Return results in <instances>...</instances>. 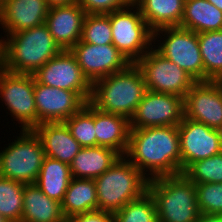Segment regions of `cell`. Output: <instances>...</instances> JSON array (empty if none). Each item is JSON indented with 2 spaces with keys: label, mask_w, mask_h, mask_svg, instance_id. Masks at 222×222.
<instances>
[{
  "label": "cell",
  "mask_w": 222,
  "mask_h": 222,
  "mask_svg": "<svg viewBox=\"0 0 222 222\" xmlns=\"http://www.w3.org/2000/svg\"><path fill=\"white\" fill-rule=\"evenodd\" d=\"M124 156L148 180L181 174L178 126L131 129Z\"/></svg>",
  "instance_id": "1"
},
{
  "label": "cell",
  "mask_w": 222,
  "mask_h": 222,
  "mask_svg": "<svg viewBox=\"0 0 222 222\" xmlns=\"http://www.w3.org/2000/svg\"><path fill=\"white\" fill-rule=\"evenodd\" d=\"M143 74L135 63L92 84L90 103L97 109L130 120L146 92Z\"/></svg>",
  "instance_id": "2"
},
{
  "label": "cell",
  "mask_w": 222,
  "mask_h": 222,
  "mask_svg": "<svg viewBox=\"0 0 222 222\" xmlns=\"http://www.w3.org/2000/svg\"><path fill=\"white\" fill-rule=\"evenodd\" d=\"M6 36L3 56L8 72L33 75L61 51L45 23Z\"/></svg>",
  "instance_id": "3"
},
{
  "label": "cell",
  "mask_w": 222,
  "mask_h": 222,
  "mask_svg": "<svg viewBox=\"0 0 222 222\" xmlns=\"http://www.w3.org/2000/svg\"><path fill=\"white\" fill-rule=\"evenodd\" d=\"M148 191L155 200L158 222H197L196 187L183 173L150 179Z\"/></svg>",
  "instance_id": "4"
},
{
  "label": "cell",
  "mask_w": 222,
  "mask_h": 222,
  "mask_svg": "<svg viewBox=\"0 0 222 222\" xmlns=\"http://www.w3.org/2000/svg\"><path fill=\"white\" fill-rule=\"evenodd\" d=\"M94 181L98 210L115 213L147 192L149 180L125 156H120Z\"/></svg>",
  "instance_id": "5"
},
{
  "label": "cell",
  "mask_w": 222,
  "mask_h": 222,
  "mask_svg": "<svg viewBox=\"0 0 222 222\" xmlns=\"http://www.w3.org/2000/svg\"><path fill=\"white\" fill-rule=\"evenodd\" d=\"M21 135L0 151V177L29 185L35 184L45 152L34 130H21Z\"/></svg>",
  "instance_id": "6"
},
{
  "label": "cell",
  "mask_w": 222,
  "mask_h": 222,
  "mask_svg": "<svg viewBox=\"0 0 222 222\" xmlns=\"http://www.w3.org/2000/svg\"><path fill=\"white\" fill-rule=\"evenodd\" d=\"M108 15L112 29V44L131 63H136L152 48L150 46H153V31L133 2Z\"/></svg>",
  "instance_id": "7"
},
{
  "label": "cell",
  "mask_w": 222,
  "mask_h": 222,
  "mask_svg": "<svg viewBox=\"0 0 222 222\" xmlns=\"http://www.w3.org/2000/svg\"><path fill=\"white\" fill-rule=\"evenodd\" d=\"M159 33L165 37V40L159 43L161 45H156L158 47L155 50L169 61L184 69L196 82H205L198 34L179 26L165 27L153 32V44L159 38Z\"/></svg>",
  "instance_id": "8"
},
{
  "label": "cell",
  "mask_w": 222,
  "mask_h": 222,
  "mask_svg": "<svg viewBox=\"0 0 222 222\" xmlns=\"http://www.w3.org/2000/svg\"><path fill=\"white\" fill-rule=\"evenodd\" d=\"M143 74L146 89L185 97L196 81L177 64L152 48L135 63Z\"/></svg>",
  "instance_id": "9"
},
{
  "label": "cell",
  "mask_w": 222,
  "mask_h": 222,
  "mask_svg": "<svg viewBox=\"0 0 222 222\" xmlns=\"http://www.w3.org/2000/svg\"><path fill=\"white\" fill-rule=\"evenodd\" d=\"M0 98L21 130H33L38 125L34 100V77L30 74L0 73Z\"/></svg>",
  "instance_id": "10"
},
{
  "label": "cell",
  "mask_w": 222,
  "mask_h": 222,
  "mask_svg": "<svg viewBox=\"0 0 222 222\" xmlns=\"http://www.w3.org/2000/svg\"><path fill=\"white\" fill-rule=\"evenodd\" d=\"M33 77L36 82L46 86L78 92L87 102L90 101L92 84L84 76L70 50H61L40 67Z\"/></svg>",
  "instance_id": "11"
},
{
  "label": "cell",
  "mask_w": 222,
  "mask_h": 222,
  "mask_svg": "<svg viewBox=\"0 0 222 222\" xmlns=\"http://www.w3.org/2000/svg\"><path fill=\"white\" fill-rule=\"evenodd\" d=\"M184 118V98L146 90L134 114L130 128L178 126Z\"/></svg>",
  "instance_id": "12"
},
{
  "label": "cell",
  "mask_w": 222,
  "mask_h": 222,
  "mask_svg": "<svg viewBox=\"0 0 222 222\" xmlns=\"http://www.w3.org/2000/svg\"><path fill=\"white\" fill-rule=\"evenodd\" d=\"M181 173L192 163L222 152V131L186 117L178 125Z\"/></svg>",
  "instance_id": "13"
},
{
  "label": "cell",
  "mask_w": 222,
  "mask_h": 222,
  "mask_svg": "<svg viewBox=\"0 0 222 222\" xmlns=\"http://www.w3.org/2000/svg\"><path fill=\"white\" fill-rule=\"evenodd\" d=\"M70 51L91 84L131 64L113 44L96 45L79 40Z\"/></svg>",
  "instance_id": "14"
},
{
  "label": "cell",
  "mask_w": 222,
  "mask_h": 222,
  "mask_svg": "<svg viewBox=\"0 0 222 222\" xmlns=\"http://www.w3.org/2000/svg\"><path fill=\"white\" fill-rule=\"evenodd\" d=\"M184 117L222 131V81L196 82L184 97Z\"/></svg>",
  "instance_id": "15"
},
{
  "label": "cell",
  "mask_w": 222,
  "mask_h": 222,
  "mask_svg": "<svg viewBox=\"0 0 222 222\" xmlns=\"http://www.w3.org/2000/svg\"><path fill=\"white\" fill-rule=\"evenodd\" d=\"M34 100L38 125L64 122L87 104L78 92L46 86L36 82L35 79Z\"/></svg>",
  "instance_id": "16"
},
{
  "label": "cell",
  "mask_w": 222,
  "mask_h": 222,
  "mask_svg": "<svg viewBox=\"0 0 222 222\" xmlns=\"http://www.w3.org/2000/svg\"><path fill=\"white\" fill-rule=\"evenodd\" d=\"M46 0H0V24L13 34L42 25L49 12Z\"/></svg>",
  "instance_id": "17"
},
{
  "label": "cell",
  "mask_w": 222,
  "mask_h": 222,
  "mask_svg": "<svg viewBox=\"0 0 222 222\" xmlns=\"http://www.w3.org/2000/svg\"><path fill=\"white\" fill-rule=\"evenodd\" d=\"M85 15L78 3L49 9L45 24L61 50H70L81 39Z\"/></svg>",
  "instance_id": "18"
},
{
  "label": "cell",
  "mask_w": 222,
  "mask_h": 222,
  "mask_svg": "<svg viewBox=\"0 0 222 222\" xmlns=\"http://www.w3.org/2000/svg\"><path fill=\"white\" fill-rule=\"evenodd\" d=\"M33 130L41 139L46 157L70 165L82 148L64 122L42 123Z\"/></svg>",
  "instance_id": "19"
},
{
  "label": "cell",
  "mask_w": 222,
  "mask_h": 222,
  "mask_svg": "<svg viewBox=\"0 0 222 222\" xmlns=\"http://www.w3.org/2000/svg\"><path fill=\"white\" fill-rule=\"evenodd\" d=\"M94 126L96 146L108 147L120 156L125 155L131 130L128 118L94 107Z\"/></svg>",
  "instance_id": "20"
},
{
  "label": "cell",
  "mask_w": 222,
  "mask_h": 222,
  "mask_svg": "<svg viewBox=\"0 0 222 222\" xmlns=\"http://www.w3.org/2000/svg\"><path fill=\"white\" fill-rule=\"evenodd\" d=\"M21 222H67L60 202L47 197L35 184L25 185Z\"/></svg>",
  "instance_id": "21"
},
{
  "label": "cell",
  "mask_w": 222,
  "mask_h": 222,
  "mask_svg": "<svg viewBox=\"0 0 222 222\" xmlns=\"http://www.w3.org/2000/svg\"><path fill=\"white\" fill-rule=\"evenodd\" d=\"M120 155L108 147H82L70 164L74 178L95 179L106 172Z\"/></svg>",
  "instance_id": "22"
},
{
  "label": "cell",
  "mask_w": 222,
  "mask_h": 222,
  "mask_svg": "<svg viewBox=\"0 0 222 222\" xmlns=\"http://www.w3.org/2000/svg\"><path fill=\"white\" fill-rule=\"evenodd\" d=\"M143 19L154 32L165 27L180 26L185 0H133Z\"/></svg>",
  "instance_id": "23"
},
{
  "label": "cell",
  "mask_w": 222,
  "mask_h": 222,
  "mask_svg": "<svg viewBox=\"0 0 222 222\" xmlns=\"http://www.w3.org/2000/svg\"><path fill=\"white\" fill-rule=\"evenodd\" d=\"M200 32L222 30V11L208 0H185L180 26Z\"/></svg>",
  "instance_id": "24"
},
{
  "label": "cell",
  "mask_w": 222,
  "mask_h": 222,
  "mask_svg": "<svg viewBox=\"0 0 222 222\" xmlns=\"http://www.w3.org/2000/svg\"><path fill=\"white\" fill-rule=\"evenodd\" d=\"M71 179L70 165L45 157L35 185L47 197L61 203Z\"/></svg>",
  "instance_id": "25"
},
{
  "label": "cell",
  "mask_w": 222,
  "mask_h": 222,
  "mask_svg": "<svg viewBox=\"0 0 222 222\" xmlns=\"http://www.w3.org/2000/svg\"><path fill=\"white\" fill-rule=\"evenodd\" d=\"M61 205L67 219L75 214L98 210L94 179L72 177Z\"/></svg>",
  "instance_id": "26"
},
{
  "label": "cell",
  "mask_w": 222,
  "mask_h": 222,
  "mask_svg": "<svg viewBox=\"0 0 222 222\" xmlns=\"http://www.w3.org/2000/svg\"><path fill=\"white\" fill-rule=\"evenodd\" d=\"M205 81H222V30L198 33Z\"/></svg>",
  "instance_id": "27"
},
{
  "label": "cell",
  "mask_w": 222,
  "mask_h": 222,
  "mask_svg": "<svg viewBox=\"0 0 222 222\" xmlns=\"http://www.w3.org/2000/svg\"><path fill=\"white\" fill-rule=\"evenodd\" d=\"M26 184L0 177V215L10 222H21Z\"/></svg>",
  "instance_id": "28"
},
{
  "label": "cell",
  "mask_w": 222,
  "mask_h": 222,
  "mask_svg": "<svg viewBox=\"0 0 222 222\" xmlns=\"http://www.w3.org/2000/svg\"><path fill=\"white\" fill-rule=\"evenodd\" d=\"M64 123L81 147L96 146L94 106L90 102H87L80 111L65 120Z\"/></svg>",
  "instance_id": "29"
},
{
  "label": "cell",
  "mask_w": 222,
  "mask_h": 222,
  "mask_svg": "<svg viewBox=\"0 0 222 222\" xmlns=\"http://www.w3.org/2000/svg\"><path fill=\"white\" fill-rule=\"evenodd\" d=\"M114 222H158L154 197L149 191L114 213Z\"/></svg>",
  "instance_id": "30"
},
{
  "label": "cell",
  "mask_w": 222,
  "mask_h": 222,
  "mask_svg": "<svg viewBox=\"0 0 222 222\" xmlns=\"http://www.w3.org/2000/svg\"><path fill=\"white\" fill-rule=\"evenodd\" d=\"M81 42L112 44V29L108 14H86L83 20Z\"/></svg>",
  "instance_id": "31"
},
{
  "label": "cell",
  "mask_w": 222,
  "mask_h": 222,
  "mask_svg": "<svg viewBox=\"0 0 222 222\" xmlns=\"http://www.w3.org/2000/svg\"><path fill=\"white\" fill-rule=\"evenodd\" d=\"M183 174L194 184L222 183V152L192 163Z\"/></svg>",
  "instance_id": "32"
},
{
  "label": "cell",
  "mask_w": 222,
  "mask_h": 222,
  "mask_svg": "<svg viewBox=\"0 0 222 222\" xmlns=\"http://www.w3.org/2000/svg\"><path fill=\"white\" fill-rule=\"evenodd\" d=\"M200 213L222 214V183L195 184Z\"/></svg>",
  "instance_id": "33"
},
{
  "label": "cell",
  "mask_w": 222,
  "mask_h": 222,
  "mask_svg": "<svg viewBox=\"0 0 222 222\" xmlns=\"http://www.w3.org/2000/svg\"><path fill=\"white\" fill-rule=\"evenodd\" d=\"M86 14H108L125 8L132 0H76Z\"/></svg>",
  "instance_id": "34"
},
{
  "label": "cell",
  "mask_w": 222,
  "mask_h": 222,
  "mask_svg": "<svg viewBox=\"0 0 222 222\" xmlns=\"http://www.w3.org/2000/svg\"><path fill=\"white\" fill-rule=\"evenodd\" d=\"M67 222H114V213L94 210L75 214L67 219Z\"/></svg>",
  "instance_id": "35"
},
{
  "label": "cell",
  "mask_w": 222,
  "mask_h": 222,
  "mask_svg": "<svg viewBox=\"0 0 222 222\" xmlns=\"http://www.w3.org/2000/svg\"><path fill=\"white\" fill-rule=\"evenodd\" d=\"M197 222H222V214L200 213Z\"/></svg>",
  "instance_id": "36"
},
{
  "label": "cell",
  "mask_w": 222,
  "mask_h": 222,
  "mask_svg": "<svg viewBox=\"0 0 222 222\" xmlns=\"http://www.w3.org/2000/svg\"><path fill=\"white\" fill-rule=\"evenodd\" d=\"M49 7L66 6L76 3V0H46Z\"/></svg>",
  "instance_id": "37"
},
{
  "label": "cell",
  "mask_w": 222,
  "mask_h": 222,
  "mask_svg": "<svg viewBox=\"0 0 222 222\" xmlns=\"http://www.w3.org/2000/svg\"><path fill=\"white\" fill-rule=\"evenodd\" d=\"M4 70L3 39H0V73Z\"/></svg>",
  "instance_id": "38"
},
{
  "label": "cell",
  "mask_w": 222,
  "mask_h": 222,
  "mask_svg": "<svg viewBox=\"0 0 222 222\" xmlns=\"http://www.w3.org/2000/svg\"><path fill=\"white\" fill-rule=\"evenodd\" d=\"M208 1L222 11V0H208Z\"/></svg>",
  "instance_id": "39"
},
{
  "label": "cell",
  "mask_w": 222,
  "mask_h": 222,
  "mask_svg": "<svg viewBox=\"0 0 222 222\" xmlns=\"http://www.w3.org/2000/svg\"><path fill=\"white\" fill-rule=\"evenodd\" d=\"M0 222H10L7 218L0 215Z\"/></svg>",
  "instance_id": "40"
}]
</instances>
